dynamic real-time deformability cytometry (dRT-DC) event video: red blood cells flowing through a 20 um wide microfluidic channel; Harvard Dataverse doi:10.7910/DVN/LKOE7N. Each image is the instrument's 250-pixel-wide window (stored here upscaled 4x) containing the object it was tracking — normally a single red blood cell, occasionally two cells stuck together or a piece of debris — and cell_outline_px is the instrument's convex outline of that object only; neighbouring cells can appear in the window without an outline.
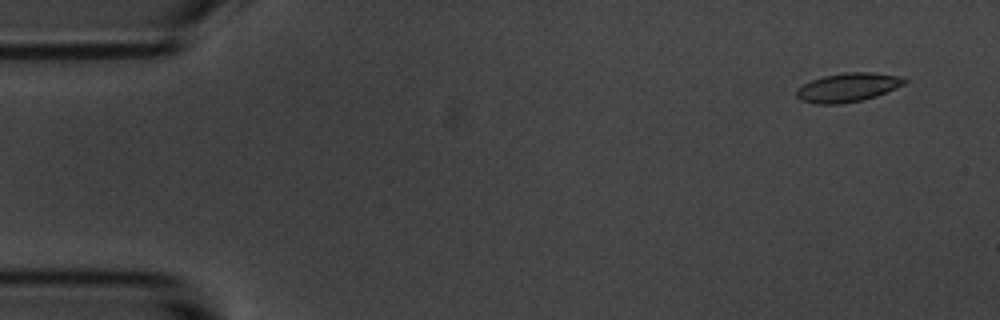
{"species": "common noctule bat (a hibernating species)", "species_latin": "Nyctalus noctula", "temperature_condition": "room temperature", "stored_images_in_passage": 4, "camera_frame_rate_fps": 3000, "um_per_image_px": 0.085, "animal": {"sex": "male", "body_mass_g": 20.1, "forearm_length_mm": 53.5}, "frame": {"image": 1, "passage_image": 1, "time_ms": 0.0, "image_size_px": [1000, 320], "cell_outline_px": [[908, 80], [904, 84], [896, 88], [876, 96], [860, 100], [840, 104], [816, 104], [800, 100], [796, 96], [796, 88], [812, 80], [824, 76], [844, 72], [872, 72], [900, 76]], "centroid_in_image_um": [72.05, 7.43], "position_along_channel_um": 13.0, "area_um2": 18.15}}
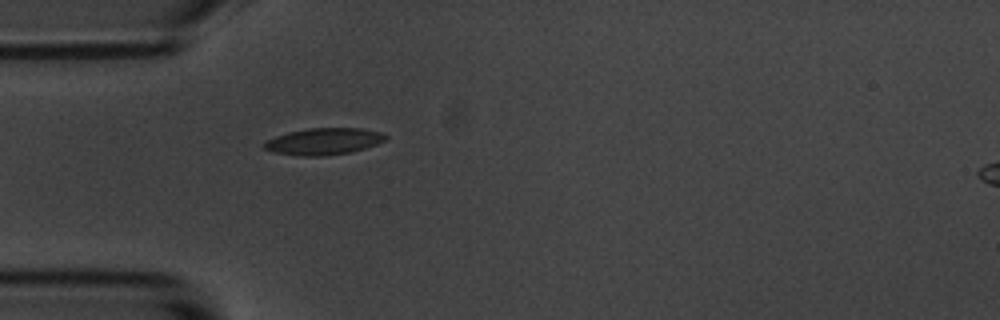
{"frame": {"image": 2, "passage_image": 4, "time_ms": 4.333, "image_size_px": [1000, 320], "cell_outline_px": [[388, 136], [384, 140], [376, 144], [352, 152], [324, 156], [300, 156], [272, 152], [264, 148], [260, 144], [276, 136], [288, 132], [308, 128], [360, 128], [380, 132]], "centroid_in_image_um": [27.48, 12.02], "position_along_channel_um": 57.5, "area_um2": 18.9}}